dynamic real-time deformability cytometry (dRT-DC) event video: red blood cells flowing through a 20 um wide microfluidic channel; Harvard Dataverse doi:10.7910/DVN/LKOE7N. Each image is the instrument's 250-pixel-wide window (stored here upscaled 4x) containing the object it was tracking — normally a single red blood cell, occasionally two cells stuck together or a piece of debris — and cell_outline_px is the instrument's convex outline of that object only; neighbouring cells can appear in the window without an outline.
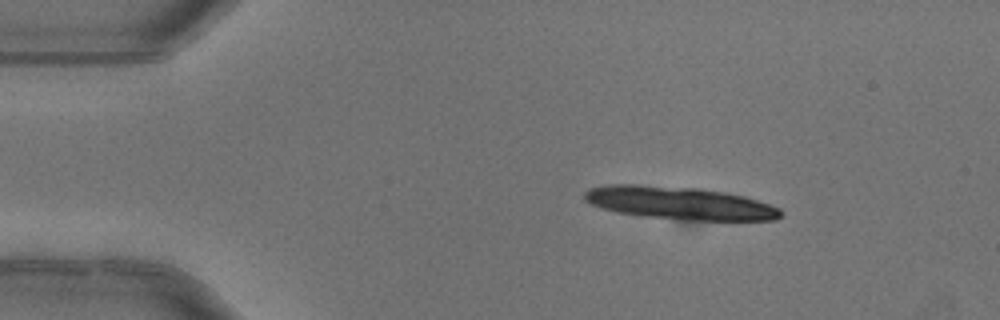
{"species": "common noctule bat (a hibernating species)", "species_latin": "Nyctalus noctula", "temperature_condition": "warm", "stored_images_in_passage": 4, "camera_frame_rate_fps": 3000, "um_per_image_px": 0.085, "animal": {"sex": "female"}, "frame": {"image": 1, "passage_image": 2, "time_ms": 0.333, "image_size_px": [1000, 320], "cell_outline_px": [[780, 216], [776, 220], [684, 220], [644, 216], [616, 212], [592, 204], [584, 200], [584, 192], [588, 188], [612, 184], [632, 184], [700, 188], [724, 192], [744, 196], [780, 208]], "centroid_in_image_um": [57.73, 17.25], "position_along_channel_um": 27.3, "area_um2": 37.34}}